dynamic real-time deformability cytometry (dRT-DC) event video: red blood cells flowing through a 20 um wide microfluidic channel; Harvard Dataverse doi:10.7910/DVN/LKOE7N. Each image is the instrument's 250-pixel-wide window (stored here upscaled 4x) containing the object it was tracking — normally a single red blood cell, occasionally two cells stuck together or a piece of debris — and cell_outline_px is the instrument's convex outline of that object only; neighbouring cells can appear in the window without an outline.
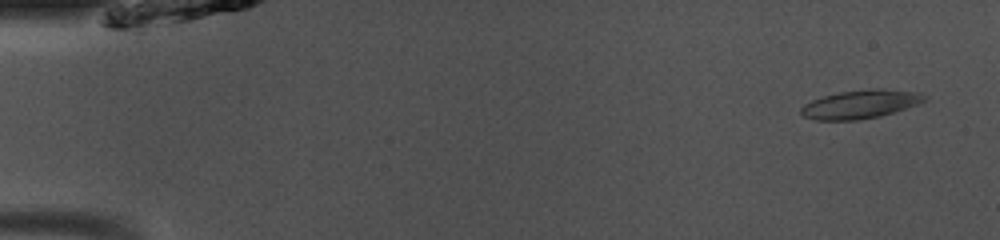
{"species": "common noctule bat (a hibernating species)", "species_latin": "Nyctalus noctula", "temperature_condition": "room temperature", "stored_images_in_passage": 48, "camera_frame_rate_fps": 3000, "um_per_image_px": 0.085, "animal": {"sex": "male", "body_mass_g": 13.0, "forearm_length_mm": 53.1}, "frame": {"image": 1, "passage_image": 2, "time_ms": 0.333, "image_size_px": [1000, 240], "cell_outline_px": [[928, 96], [924, 100], [916, 104], [880, 116], [856, 120], [816, 120], [804, 116], [800, 112], [800, 108], [804, 104], [812, 100], [824, 96], [840, 92], [872, 88], [880, 88], [920, 92]], "centroid_in_image_um": [73.12, 8.85], "position_along_channel_um": 11.9, "area_um2": 20.35}}
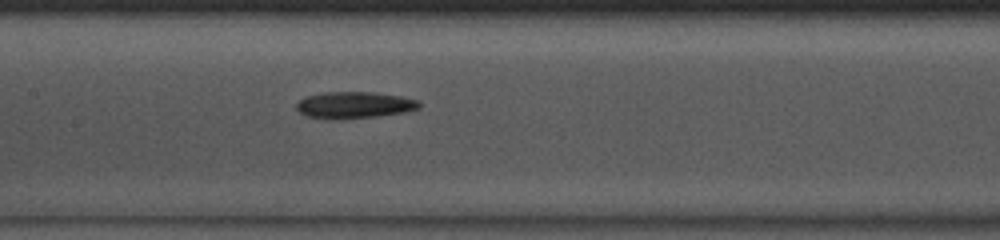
{"frame": {"image": 2, "passage_image": 23, "time_ms": 7.333, "image_size_px": [1000, 240], "cell_outline_px": [[420, 108], [404, 112], [376, 116], [340, 120], [328, 120], [308, 116], [300, 112], [296, 108], [296, 104], [300, 100], [308, 96], [324, 92], [372, 92], [400, 96], [420, 100]], "centroid_in_image_um": [30.12, 8.94], "position_along_channel_um": 177.3, "area_um2": 19.13}}
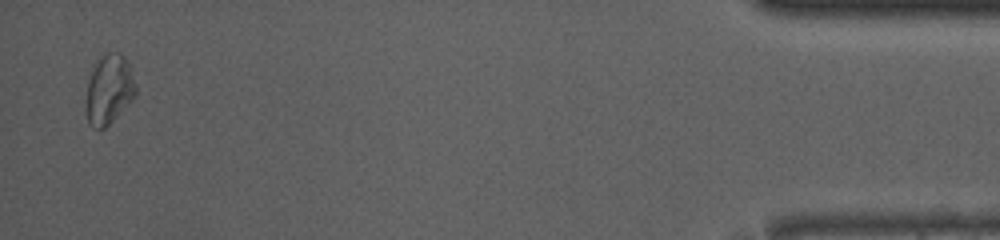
{"frame": {"image": 3, "passage_image": 47, "time_ms": 15.333, "image_size_px": [1000, 240], "cell_outline_px": [[136, 96], [104, 128], [92, 128], [88, 124], [84, 108], [88, 80], [92, 68], [100, 56], [108, 52], [120, 52], [128, 60], [136, 84]], "centroid_in_image_um": [9.25, 7.59], "position_along_channel_um": 426.0, "area_um2": 20.52}, "authors_computed_cell_mechanics": {"area_um2": 18.9584, "velocity_mm_per_s": 4.0978, "shape_relaxation_time_tau1_ms": 3.716, "shape_relaxation_time_tau2_ms": 5.9186, "deformation_change_tau1": 0.1006, "deformation_change_tau2": 0.1624}}